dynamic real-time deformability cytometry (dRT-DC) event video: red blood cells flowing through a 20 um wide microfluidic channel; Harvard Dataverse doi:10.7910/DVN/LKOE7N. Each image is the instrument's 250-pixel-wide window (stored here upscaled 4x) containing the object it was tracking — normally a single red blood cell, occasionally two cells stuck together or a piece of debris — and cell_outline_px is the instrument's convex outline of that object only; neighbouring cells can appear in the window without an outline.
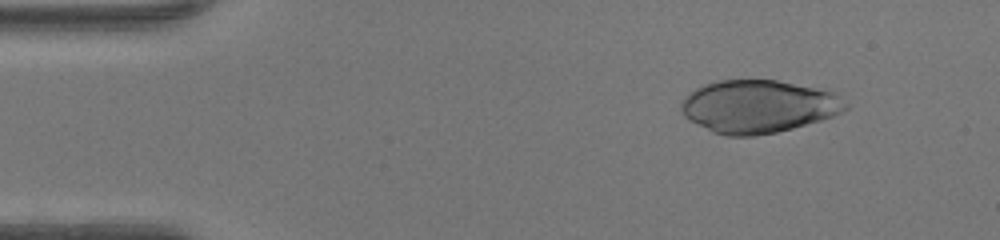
{"species": "human", "species_latin": "Homo sapiens", "temperature_condition": "warm", "stored_images_in_passage": 46, "camera_frame_rate_fps": 3000, "um_per_image_px": 0.085, "donor": {"sex": "female"}, "frame": {"image": 1, "passage_image": 5, "time_ms": 1.333, "image_size_px": [1000, 240], "cell_outline_px": [[848, 108], [844, 112], [820, 120], [792, 128], [776, 132], [756, 136], [728, 136], [712, 132], [688, 120], [684, 116], [680, 108], [680, 100], [688, 92], [704, 84], [720, 80], [776, 80], [836, 92], [848, 104]], "centroid_in_image_um": [64.43, 9.05], "position_along_channel_um": 20.6, "area_um2": 50.92}}
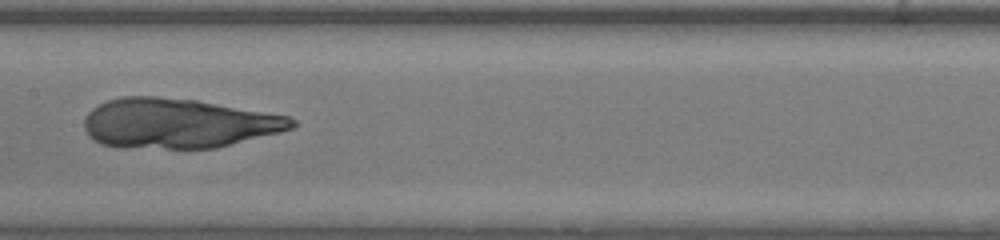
{"frame": {"image": 2, "passage_image": 23, "time_ms": 7.333, "image_size_px": [1000, 240], "cell_outline_px": [[296, 124], [292, 128], [280, 132], [216, 148], [164, 148], [100, 144], [88, 136], [84, 128], [84, 116], [92, 108], [108, 100], [120, 96], [156, 96], [196, 100], [288, 116], [296, 120]], "centroid_in_image_um": [15.13, 10.47], "position_along_channel_um": 192.3, "area_um2": 59.82}}
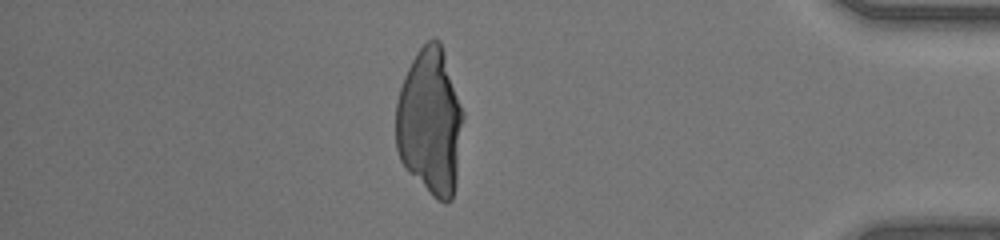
{"frame": {"image": 3, "passage_image": 40, "time_ms": 13.0, "image_size_px": [1000, 240], "cell_outline_px": [[464, 116], [456, 184], [452, 200], [444, 204], [436, 200], [404, 168], [400, 160], [396, 148], [396, 100], [404, 76], [416, 52], [432, 36], [436, 36], [440, 40], [464, 112]], "centroid_in_image_um": [36.56, 10.38], "position_along_channel_um": 398.6, "area_um2": 58.26}}